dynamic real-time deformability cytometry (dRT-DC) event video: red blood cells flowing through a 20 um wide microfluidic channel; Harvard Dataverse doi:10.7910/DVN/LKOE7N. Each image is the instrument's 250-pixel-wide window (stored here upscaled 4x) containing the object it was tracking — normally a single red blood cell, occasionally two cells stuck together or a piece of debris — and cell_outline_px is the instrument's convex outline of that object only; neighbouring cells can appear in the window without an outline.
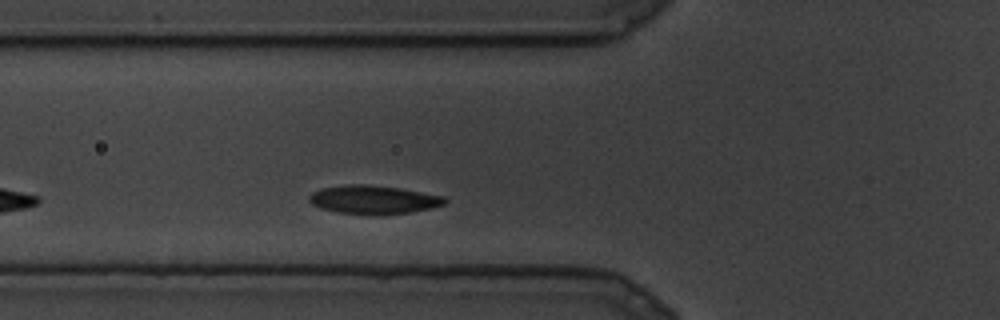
{"species": "common noctule bat (a hibernating species)", "species_latin": "Nyctalus noctula", "temperature_condition": "cold", "stored_images_in_passage": 5, "camera_frame_rate_fps": 3000, "um_per_image_px": 0.085, "animal": {"sex": "male", "body_mass_g": 19.5, "forearm_length_mm": 54.6}, "frame": {"image": 1, "passage_image": 3, "time_ms": 0.667, "image_size_px": [1000, 320], "cell_outline_px": [[448, 200], [444, 204], [432, 208], [408, 212], [336, 212], [320, 208], [312, 204], [308, 200], [308, 196], [312, 192], [324, 188], [348, 184], [364, 184], [400, 188], [444, 196]], "centroid_in_image_um": [31.74, 16.93], "position_along_channel_um": 94.1, "area_um2": 21.68}}
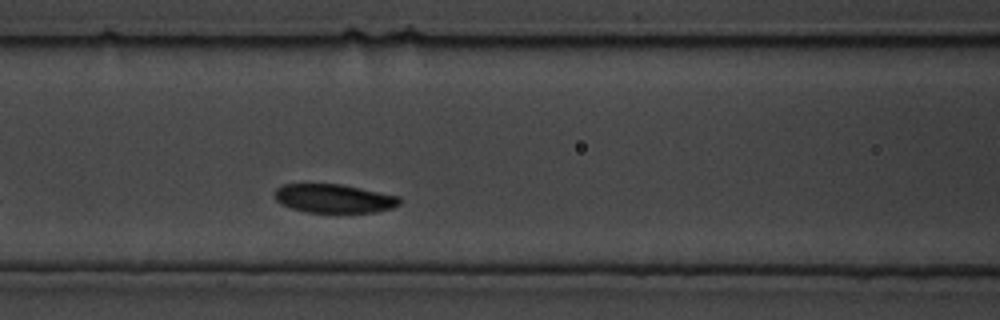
{"frame": {"image": 2, "passage_image": 5, "time_ms": 1.333, "image_size_px": [1000, 320], "cell_outline_px": [[400, 204], [392, 208], [376, 212], [304, 212], [280, 204], [276, 200], [276, 188], [284, 184], [340, 184], [400, 196]], "centroid_in_image_um": [28.4, 16.87], "position_along_channel_um": 138.2, "area_um2": 20.81}}